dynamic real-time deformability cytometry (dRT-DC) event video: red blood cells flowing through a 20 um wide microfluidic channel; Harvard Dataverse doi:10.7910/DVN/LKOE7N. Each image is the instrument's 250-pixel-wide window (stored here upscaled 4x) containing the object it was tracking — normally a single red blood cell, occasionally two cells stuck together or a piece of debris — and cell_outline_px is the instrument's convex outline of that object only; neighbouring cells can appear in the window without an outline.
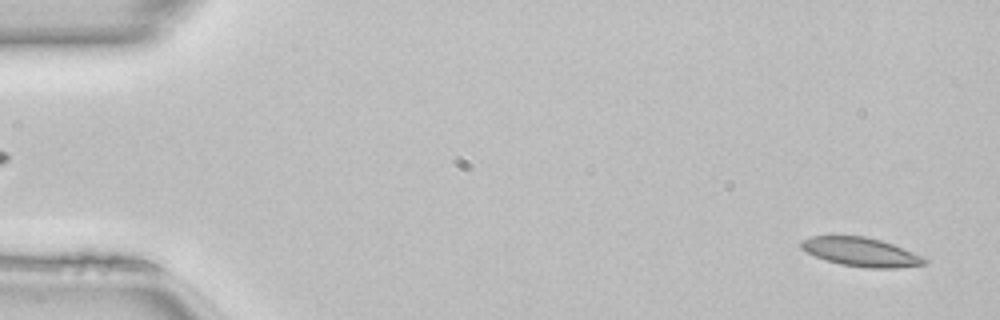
{"species": "common noctule bat (a hibernating species)", "species_latin": "Nyctalus noctula", "temperature_condition": "room temperature", "stored_images_in_passage": 49, "camera_frame_rate_fps": 3000, "um_per_image_px": 0.085, "animal": {"sex": "female", "body_mass_g": 22.7, "forearm_length_mm": 54.2}, "frame": {"image": 1, "passage_image": 2, "time_ms": 0.333, "image_size_px": [1000, 320], "cell_outline_px": [[928, 260], [924, 264], [896, 268], [868, 268], [840, 264], [816, 256], [800, 248], [800, 240], [812, 236], [864, 236], [880, 240], [892, 244], [912, 252]], "centroid_in_image_um": [73.15, 21.41], "position_along_channel_um": 11.9, "area_um2": 20.4}}
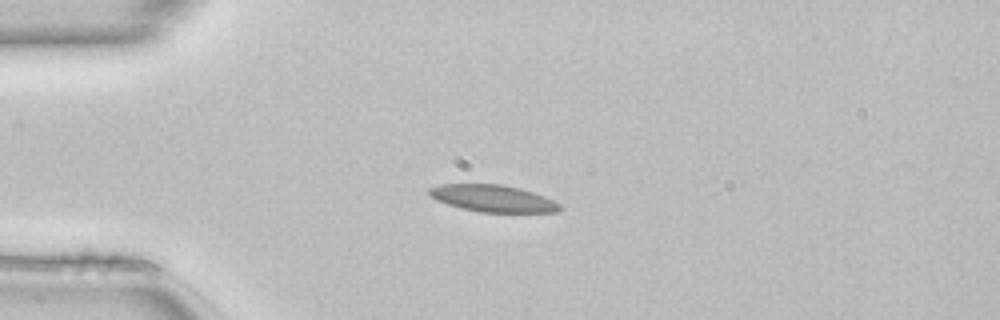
{"frame": {"image": 2, "passage_image": 12, "time_ms": 3.667, "image_size_px": [1000, 320], "cell_outline_px": [[564, 208], [560, 212], [480, 212], [448, 204], [436, 200], [428, 192], [428, 188], [440, 184], [500, 184], [520, 188], [544, 196], [560, 204]], "centroid_in_image_um": [41.93, 16.86], "position_along_channel_um": 43.1, "area_um2": 20.4}}
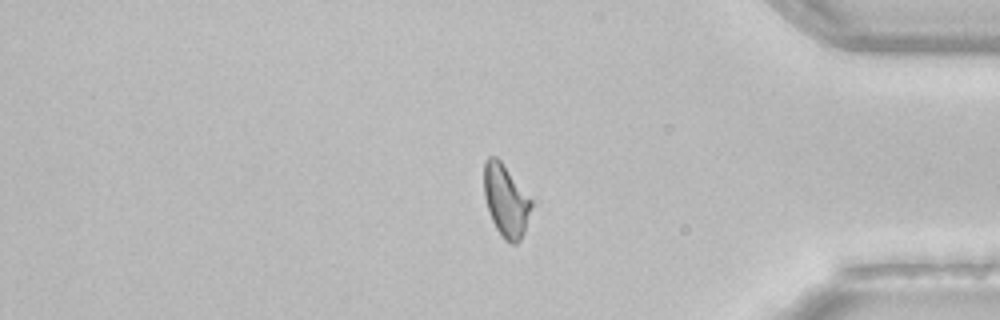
{"frame": {"image": 3, "passage_image": 41, "time_ms": 13.333, "image_size_px": [1000, 320], "cell_outline_px": [[532, 204], [524, 232], [520, 240], [516, 244], [512, 244], [504, 240], [496, 228], [492, 220], [484, 196], [484, 160], [488, 156], [496, 156], [500, 160], [532, 200]], "centroid_in_image_um": [42.98, 17.05], "position_along_channel_um": 392.2, "area_um2": 19.71}, "authors_computed_cell_mechanics": {"area_um2": 20.2878, "velocity_mm_per_s": 4.1173, "shape_relaxation_time_tau1_ms": null, "shape_relaxation_time_tau2_ms": 3.527, "deformation_change_tau1": null, "deformation_change_tau2": 0.0925}}